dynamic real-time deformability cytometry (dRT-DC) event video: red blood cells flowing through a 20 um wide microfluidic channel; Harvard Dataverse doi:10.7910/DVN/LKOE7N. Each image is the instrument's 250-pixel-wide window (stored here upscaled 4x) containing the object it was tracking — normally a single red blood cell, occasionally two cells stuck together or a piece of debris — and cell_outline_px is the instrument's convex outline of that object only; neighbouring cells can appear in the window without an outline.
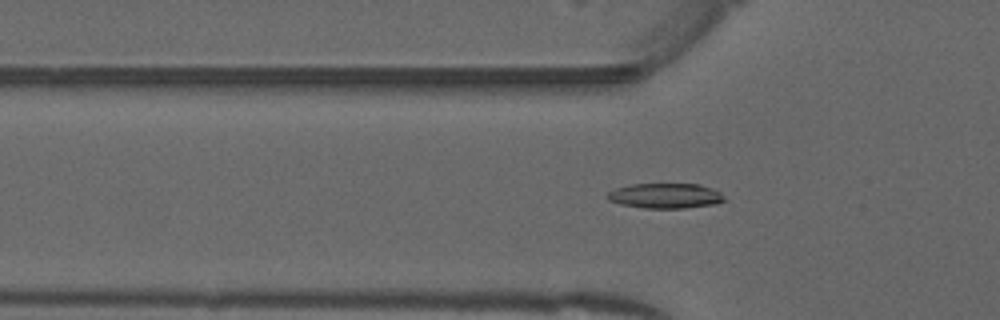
{"species": "common noctule bat (a hibernating species)", "species_latin": "Nyctalus noctula", "temperature_condition": "warm", "stored_images_in_passage": 40, "camera_frame_rate_fps": 3000, "um_per_image_px": 0.085, "animal": {"sex": "male", "forearm_length_mm": 52.5}, "frame": {"image": 1, "passage_image": 5, "time_ms": 1.333, "image_size_px": [1000, 320], "cell_outline_px": [[724, 200], [716, 204], [684, 208], [644, 208], [620, 204], [608, 200], [604, 196], [608, 192], [616, 188], [632, 184], [700, 184], [712, 188], [720, 192], [724, 196]], "centroid_in_image_um": [56.54, 16.64], "position_along_channel_um": 69.3, "area_um2": 17.17}}
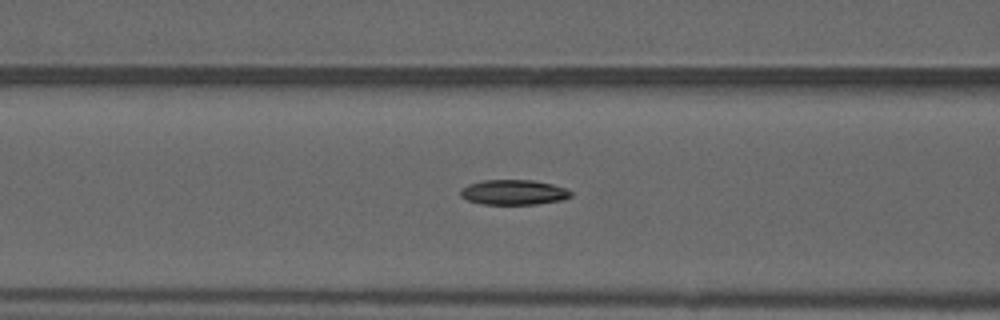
{"frame": {"image": 2, "passage_image": 9, "time_ms": 2.667, "image_size_px": [1000, 320], "cell_outline_px": [[572, 196], [564, 200], [536, 204], [484, 204], [468, 200], [460, 196], [460, 188], [468, 184], [480, 180], [532, 180], [552, 184], [564, 188], [572, 192]], "centroid_in_image_um": [43.65, 16.34], "position_along_channel_um": 123.0, "area_um2": 16.18}}
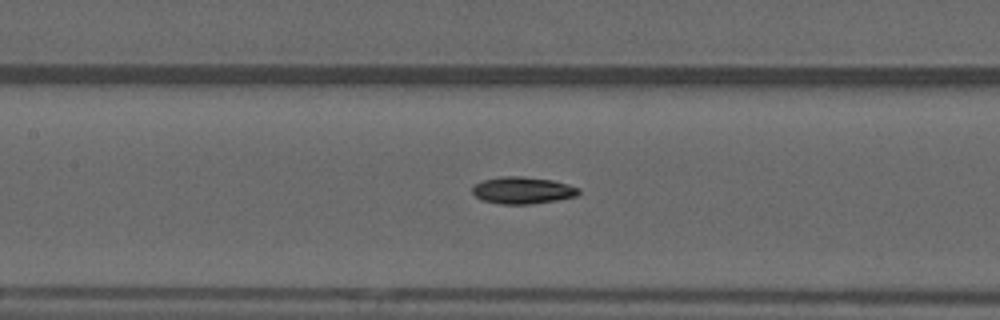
{"frame": {"image": 3, "passage_image": 12, "time_ms": 3.667, "image_size_px": [1000, 320], "cell_outline_px": [[580, 192], [576, 196], [556, 200], [532, 204], [500, 204], [480, 200], [472, 192], [472, 188], [476, 184], [484, 180], [500, 176], [520, 176], [552, 180], [568, 184], [580, 188]], "centroid_in_image_um": [44.42, 16.18], "position_along_channel_um": 163.0, "area_um2": 16.7}, "authors_computed_cell_mechanics": {"area_um2": 16.0684, "velocity_mm_per_s": 3.9998, "shape_relaxation_time_tau1_ms": 6.8349, "shape_relaxation_time_tau2_ms": null, "deformation_change_tau1": 0.1509, "deformation_change_tau2": null}}